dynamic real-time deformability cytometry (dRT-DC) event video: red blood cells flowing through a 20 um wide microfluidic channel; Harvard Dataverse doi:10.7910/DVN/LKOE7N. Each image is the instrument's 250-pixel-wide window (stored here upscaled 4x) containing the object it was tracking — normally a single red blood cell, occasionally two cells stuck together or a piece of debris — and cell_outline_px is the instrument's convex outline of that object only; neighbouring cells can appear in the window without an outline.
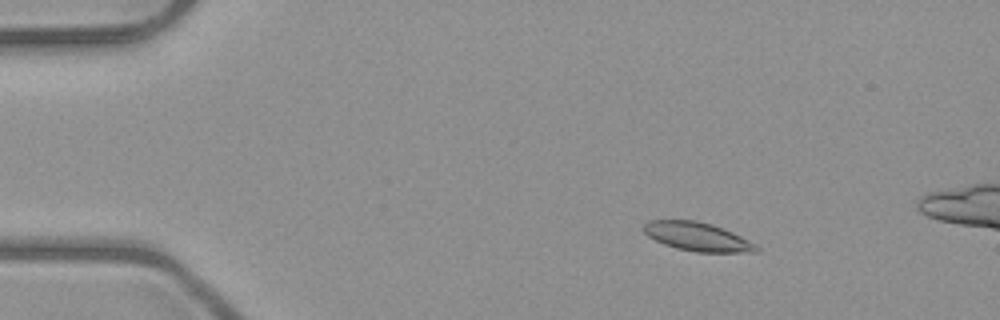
{"species": "common noctule bat (a hibernating species)", "species_latin": "Nyctalus noctula", "temperature_condition": "room temperature", "stored_images_in_passage": 5, "camera_frame_rate_fps": 3000, "um_per_image_px": 0.085, "animal": {"sex": "male", "body_mass_g": 23.1, "forearm_length_mm": 52.7}, "frame": {"image": 1, "passage_image": 3, "time_ms": 2.333, "image_size_px": [1000, 320], "cell_outline_px": [[760, 252], [696, 252], [676, 248], [664, 244], [648, 236], [640, 228], [648, 220], [696, 220], [712, 224], [724, 228], [756, 244], [760, 248]], "centroid_in_image_um": [59.27, 20.11], "position_along_channel_um": 25.7, "area_um2": 18.96}}